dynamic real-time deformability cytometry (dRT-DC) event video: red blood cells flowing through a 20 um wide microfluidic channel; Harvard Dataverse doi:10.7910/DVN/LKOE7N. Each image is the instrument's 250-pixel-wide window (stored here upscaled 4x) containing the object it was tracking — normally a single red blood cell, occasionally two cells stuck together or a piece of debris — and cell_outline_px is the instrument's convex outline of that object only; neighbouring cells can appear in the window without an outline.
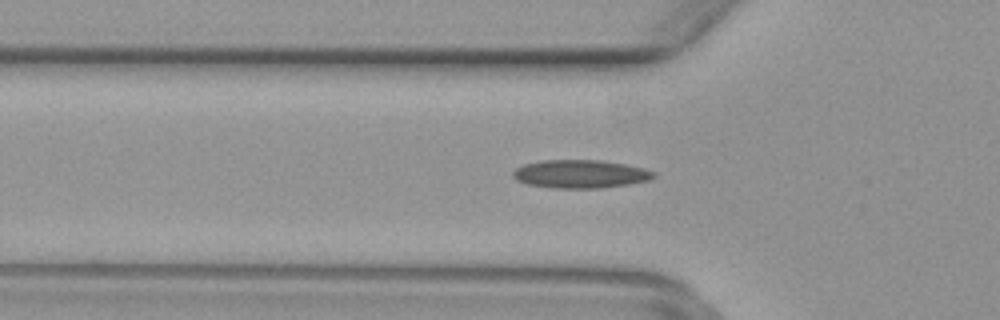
{"species": "common noctule bat (a hibernating species)", "species_latin": "Nyctalus noctula", "temperature_condition": "warm", "stored_images_in_passage": 46, "camera_frame_rate_fps": 3000, "um_per_image_px": 0.085, "animal": {"sex": "female", "body_mass_g": 29.2, "forearm_length_mm": 56.3}, "frame": {"image": 1, "passage_image": 16, "time_ms": 5.0, "image_size_px": [1000, 320], "cell_outline_px": [[656, 176], [648, 180], [628, 184], [600, 188], [552, 188], [528, 184], [516, 180], [512, 176], [512, 172], [516, 168], [524, 164], [540, 160], [600, 160], [624, 164], [644, 168], [656, 172]], "centroid_in_image_um": [49.31, 14.78], "position_along_channel_um": 76.5, "area_um2": 23.18}}
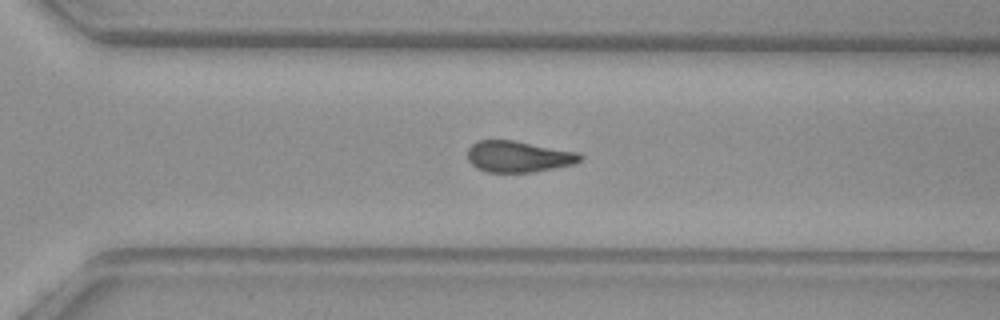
{"frame": {"image": 2, "passage_image": 34, "time_ms": 11.0, "image_size_px": [1000, 320], "cell_outline_px": [[584, 156], [580, 160], [572, 164], [556, 168], [532, 172], [488, 172], [476, 168], [468, 160], [468, 148], [476, 140], [512, 140], [576, 152]], "centroid_in_image_um": [44.03, 13.31], "position_along_channel_um": 326.6, "area_um2": 20.35}}
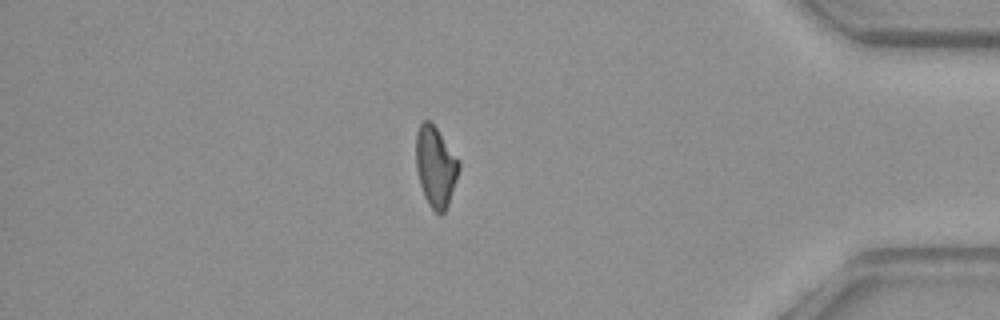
{"frame": {"image": 3, "passage_image": 42, "time_ms": 13.667, "image_size_px": [1000, 320], "cell_outline_px": [[460, 168], [448, 204], [444, 212], [440, 216], [428, 204], [424, 196], [420, 184], [416, 168], [416, 132], [420, 124], [424, 120], [432, 120], [460, 160]], "centroid_in_image_um": [37.03, 14.11], "position_along_channel_um": 398.2, "area_um2": 20.4}}